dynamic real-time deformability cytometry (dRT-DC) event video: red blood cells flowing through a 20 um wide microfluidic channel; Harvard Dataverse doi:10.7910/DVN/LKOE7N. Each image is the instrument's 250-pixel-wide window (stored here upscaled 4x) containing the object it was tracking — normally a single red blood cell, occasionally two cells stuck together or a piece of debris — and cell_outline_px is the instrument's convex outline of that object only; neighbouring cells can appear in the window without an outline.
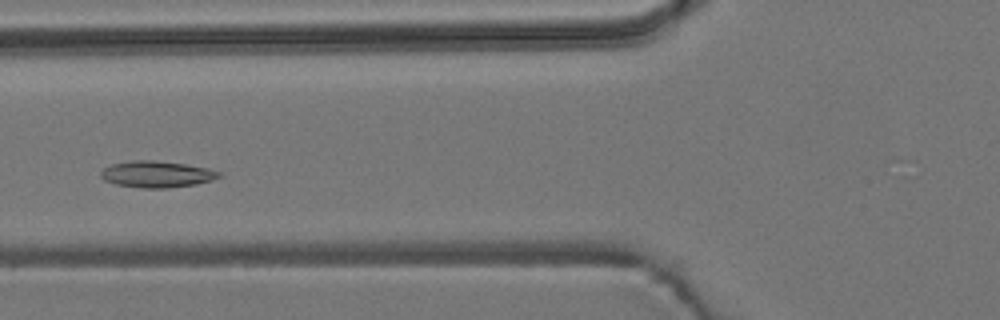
{"species": "common noctule bat (a hibernating species)", "species_latin": "Nyctalus noctula", "temperature_condition": "room temperature", "stored_images_in_passage": 48, "camera_frame_rate_fps": 3000, "um_per_image_px": 0.085, "animal": {"sex": "male", "body_mass_g": 19.2, "forearm_length_mm": 51.8}, "frame": {"image": 1, "passage_image": 13, "time_ms": 4.0, "image_size_px": [1000, 320], "cell_outline_px": [[224, 172], [220, 176], [212, 180], [196, 184], [168, 188], [140, 188], [116, 184], [104, 180], [100, 176], [100, 172], [104, 168], [112, 164], [132, 160], [152, 160], [184, 164], [208, 168]], "centroid_in_image_um": [13.33, 14.81], "position_along_channel_um": 112.5, "area_um2": 18.26}}
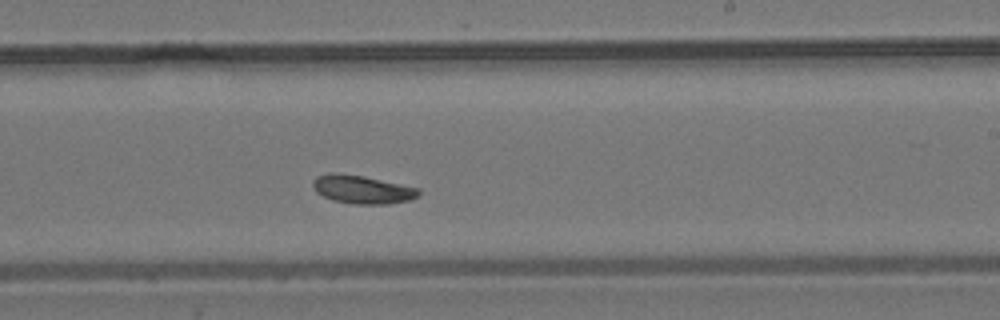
{"frame": {"image": 2, "passage_image": 25, "time_ms": 8.0, "image_size_px": [1000, 320], "cell_outline_px": [[420, 196], [412, 200], [388, 204], [352, 204], [332, 200], [316, 192], [312, 188], [312, 180], [316, 176], [328, 172], [364, 176], [420, 188]], "centroid_in_image_um": [30.8, 16.11], "position_along_channel_um": 258.2, "area_um2": 17.74}}
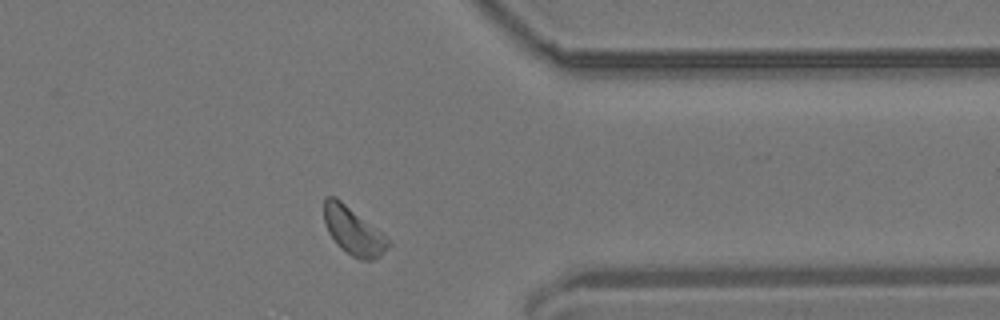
{"frame": {"image": 3, "passage_image": 36, "time_ms": 11.667, "image_size_px": [1000, 320], "cell_outline_px": [[392, 244], [380, 256], [372, 260], [360, 260], [352, 256], [340, 248], [336, 244], [328, 232], [324, 224], [324, 196], [336, 196], [380, 232]], "centroid_in_image_um": [29.99, 19.64], "position_along_channel_um": 381.4, "area_um2": 17.69}}